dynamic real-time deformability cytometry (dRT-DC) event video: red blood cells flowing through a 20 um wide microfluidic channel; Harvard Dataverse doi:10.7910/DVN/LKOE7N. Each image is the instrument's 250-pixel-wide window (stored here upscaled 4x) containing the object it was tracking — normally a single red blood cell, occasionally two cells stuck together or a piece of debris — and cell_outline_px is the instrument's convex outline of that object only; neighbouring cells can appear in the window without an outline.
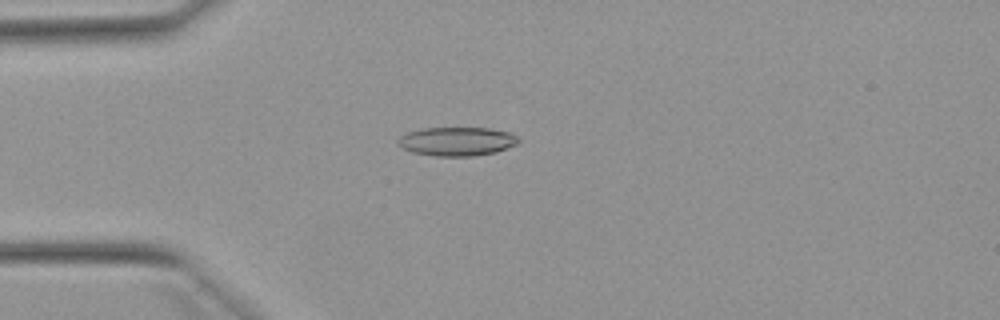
{"species": "Egyptian fruit bat (a non-hibernating species)", "species_latin": "Rousettus aegyptiacus", "temperature_condition": "warm", "stored_images_in_passage": 48, "camera_frame_rate_fps": 3000, "um_per_image_px": 0.085, "animal": {"sex": "female"}, "frame": {"image": 1, "passage_image": 10, "time_ms": 3.0, "image_size_px": [1000, 320], "cell_outline_px": [[520, 144], [496, 152], [472, 156], [436, 156], [412, 152], [396, 144], [396, 140], [400, 136], [408, 132], [424, 128], [488, 128], [512, 132], [520, 140]], "centroid_in_image_um": [38.87, 12.02], "position_along_channel_um": 46.1, "area_um2": 20.4}}
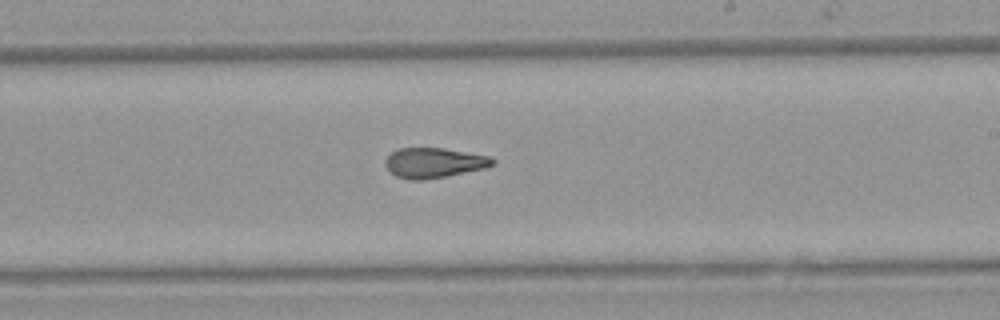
{"frame": {"image": 2, "passage_image": 27, "time_ms": 8.667, "image_size_px": [1000, 320], "cell_outline_px": [[496, 164], [484, 168], [448, 176], [424, 180], [408, 180], [396, 176], [388, 172], [384, 164], [384, 160], [396, 148], [444, 148], [492, 156], [496, 160]], "centroid_in_image_um": [36.88, 13.84], "position_along_channel_um": 252.1, "area_um2": 19.19}}
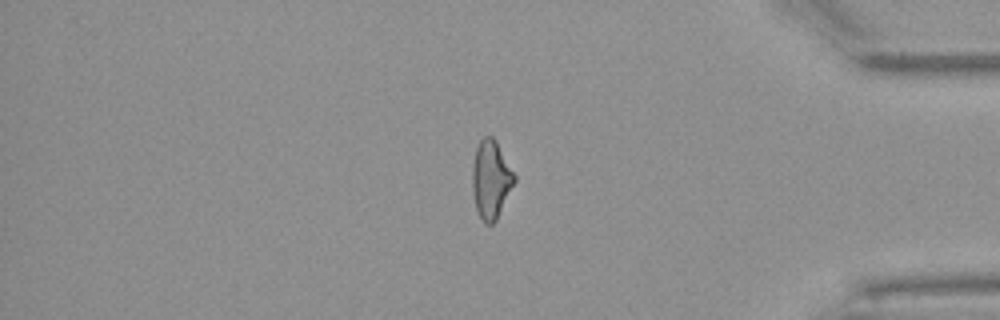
{"frame": {"image": 3, "passage_image": 40, "time_ms": 13.0, "image_size_px": [1000, 320], "cell_outline_px": [[516, 180], [496, 220], [492, 224], [484, 224], [476, 208], [472, 192], [472, 168], [476, 148], [480, 140], [484, 136], [492, 136], [496, 140], [516, 176]], "centroid_in_image_um": [41.73, 15.25], "position_along_channel_um": 393.5, "area_um2": 19.13}, "authors_computed_cell_mechanics": {"area_um2": 19.4786, "velocity_mm_per_s": 3.9259, "shape_relaxation_time_tau1_ms": 8.5388, "shape_relaxation_time_tau2_ms": 2.0763, "deformation_change_tau1": 0.2328, "deformation_change_tau2": 0.0993}}